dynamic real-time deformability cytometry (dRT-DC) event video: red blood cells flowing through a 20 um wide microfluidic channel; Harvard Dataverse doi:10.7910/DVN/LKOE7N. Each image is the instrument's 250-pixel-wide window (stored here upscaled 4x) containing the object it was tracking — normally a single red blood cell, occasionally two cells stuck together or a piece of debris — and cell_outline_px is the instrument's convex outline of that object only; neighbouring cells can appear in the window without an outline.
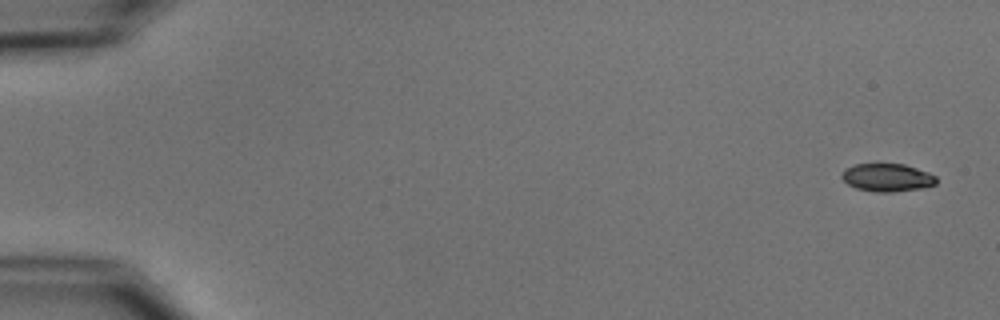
{"species": "common noctule bat (a hibernating species)", "species_latin": "Nyctalus noctula", "temperature_condition": "cold", "stored_images_in_passage": 9, "camera_frame_rate_fps": 3000, "um_per_image_px": 0.085, "animal": {"sex": "male", "body_mass_g": 15.6}, "frame": {"image": 1, "passage_image": 1, "time_ms": 0.0, "image_size_px": [1000, 320], "cell_outline_px": [[936, 184], [924, 188], [892, 192], [876, 192], [856, 188], [848, 184], [840, 176], [844, 168], [856, 164], [904, 164], [928, 172], [936, 176]], "centroid_in_image_um": [75.41, 15.09], "position_along_channel_um": 9.6, "area_um2": 15.43}}
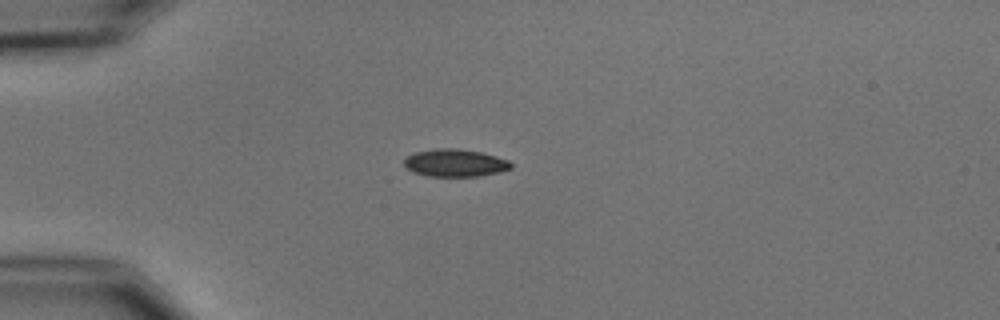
{"frame": {"image": 2, "passage_image": 4, "time_ms": 4.333, "image_size_px": [1000, 320], "cell_outline_px": [[512, 168], [500, 172], [480, 176], [428, 176], [412, 172], [404, 164], [404, 160], [408, 156], [416, 152], [436, 148], [460, 148], [480, 152], [496, 156], [508, 160], [512, 164]], "centroid_in_image_um": [38.7, 13.84], "position_along_channel_um": 46.3, "area_um2": 17.17}}